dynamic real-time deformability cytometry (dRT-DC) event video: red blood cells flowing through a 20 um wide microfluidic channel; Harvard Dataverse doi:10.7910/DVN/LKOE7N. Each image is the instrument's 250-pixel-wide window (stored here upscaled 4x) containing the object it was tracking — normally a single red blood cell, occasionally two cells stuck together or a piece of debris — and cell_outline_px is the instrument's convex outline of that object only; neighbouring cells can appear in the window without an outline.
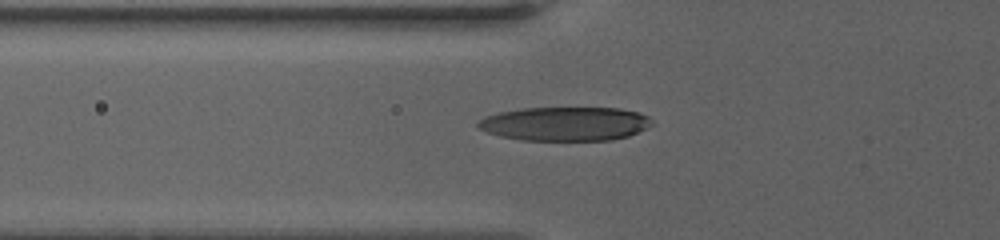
{"species": "human", "species_latin": "Homo sapiens", "temperature_condition": "warm", "stored_images_in_passage": 14, "camera_frame_rate_fps": 3000, "um_per_image_px": 0.085, "donor": {"sex": "female"}, "frame": {"image": 1, "passage_image": 2, "time_ms": 0.333, "image_size_px": [1000, 240], "cell_outline_px": [[652, 124], [628, 136], [612, 140], [520, 140], [500, 136], [484, 132], [476, 128], [476, 124], [484, 116], [496, 112], [520, 108], [620, 108], [636, 112], [648, 116], [652, 120]], "centroid_in_image_um": [47.95, 10.52], "position_along_channel_um": 77.9, "area_um2": 34.56}}
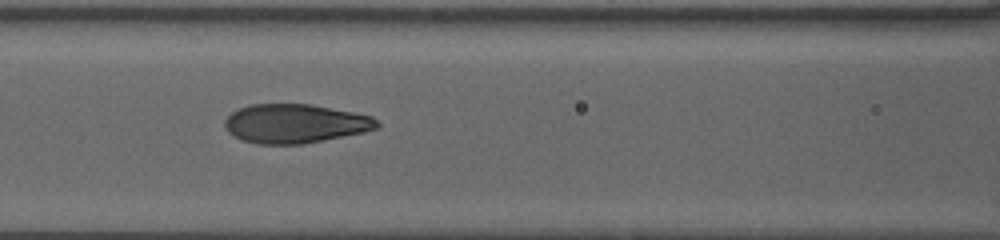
{"frame": {"image": 2, "passage_image": 9, "time_ms": 2.333, "image_size_px": [1000, 240], "cell_outline_px": [[380, 124], [376, 128], [364, 132], [304, 144], [256, 144], [240, 140], [228, 132], [224, 124], [224, 120], [232, 112], [248, 104], [308, 104], [352, 112], [372, 116]], "centroid_in_image_um": [25.04, 10.51], "position_along_channel_um": 141.6, "area_um2": 34.56}}
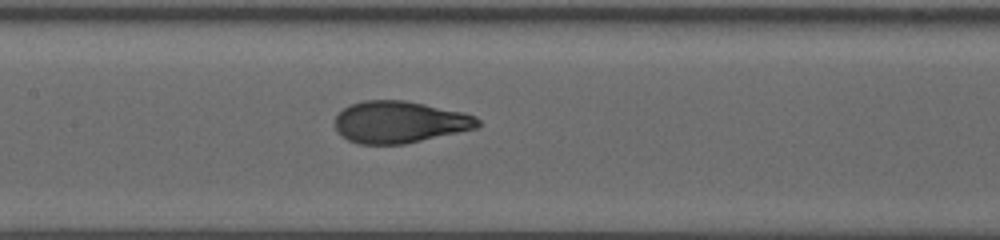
{"frame": {"image": 3, "passage_image": 13, "time_ms": 3.333, "image_size_px": [1000, 240], "cell_outline_px": [[480, 124], [476, 128], [404, 144], [360, 144], [348, 140], [340, 136], [336, 128], [336, 116], [344, 108], [352, 104], [364, 100], [404, 100], [464, 112], [476, 116], [480, 120]], "centroid_in_image_um": [33.97, 10.37], "position_along_channel_um": 173.4, "area_um2": 34.68}}